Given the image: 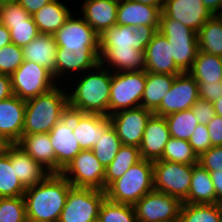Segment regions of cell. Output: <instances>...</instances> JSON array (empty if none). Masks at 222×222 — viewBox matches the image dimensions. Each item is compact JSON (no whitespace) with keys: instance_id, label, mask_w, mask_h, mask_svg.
Wrapping results in <instances>:
<instances>
[{"instance_id":"1","label":"cell","mask_w":222,"mask_h":222,"mask_svg":"<svg viewBox=\"0 0 222 222\" xmlns=\"http://www.w3.org/2000/svg\"><path fill=\"white\" fill-rule=\"evenodd\" d=\"M70 15L53 36L57 44L56 80L67 71L84 74L100 64L99 35L82 18ZM60 76V77H59Z\"/></svg>"},{"instance_id":"2","label":"cell","mask_w":222,"mask_h":222,"mask_svg":"<svg viewBox=\"0 0 222 222\" xmlns=\"http://www.w3.org/2000/svg\"><path fill=\"white\" fill-rule=\"evenodd\" d=\"M72 187L61 173H51L41 183L27 187L23 195L27 220L58 222Z\"/></svg>"},{"instance_id":"3","label":"cell","mask_w":222,"mask_h":222,"mask_svg":"<svg viewBox=\"0 0 222 222\" xmlns=\"http://www.w3.org/2000/svg\"><path fill=\"white\" fill-rule=\"evenodd\" d=\"M95 70L100 72L87 75L85 73L79 78L72 94L68 93V109L109 116L112 72L105 70L101 64L97 65Z\"/></svg>"},{"instance_id":"4","label":"cell","mask_w":222,"mask_h":222,"mask_svg":"<svg viewBox=\"0 0 222 222\" xmlns=\"http://www.w3.org/2000/svg\"><path fill=\"white\" fill-rule=\"evenodd\" d=\"M57 85L26 101L23 135L49 133L68 111V93Z\"/></svg>"},{"instance_id":"5","label":"cell","mask_w":222,"mask_h":222,"mask_svg":"<svg viewBox=\"0 0 222 222\" xmlns=\"http://www.w3.org/2000/svg\"><path fill=\"white\" fill-rule=\"evenodd\" d=\"M154 189L153 161L141 159L106 189V198L121 204L134 205Z\"/></svg>"},{"instance_id":"6","label":"cell","mask_w":222,"mask_h":222,"mask_svg":"<svg viewBox=\"0 0 222 222\" xmlns=\"http://www.w3.org/2000/svg\"><path fill=\"white\" fill-rule=\"evenodd\" d=\"M158 31L171 45L172 57L182 72H189L199 51L197 33L161 12Z\"/></svg>"},{"instance_id":"7","label":"cell","mask_w":222,"mask_h":222,"mask_svg":"<svg viewBox=\"0 0 222 222\" xmlns=\"http://www.w3.org/2000/svg\"><path fill=\"white\" fill-rule=\"evenodd\" d=\"M146 71L112 72L109 116L122 110L141 106Z\"/></svg>"},{"instance_id":"8","label":"cell","mask_w":222,"mask_h":222,"mask_svg":"<svg viewBox=\"0 0 222 222\" xmlns=\"http://www.w3.org/2000/svg\"><path fill=\"white\" fill-rule=\"evenodd\" d=\"M193 166L167 160L153 161L154 190L183 201L190 190Z\"/></svg>"},{"instance_id":"9","label":"cell","mask_w":222,"mask_h":222,"mask_svg":"<svg viewBox=\"0 0 222 222\" xmlns=\"http://www.w3.org/2000/svg\"><path fill=\"white\" fill-rule=\"evenodd\" d=\"M105 191L72 187L58 222H91L98 218Z\"/></svg>"},{"instance_id":"10","label":"cell","mask_w":222,"mask_h":222,"mask_svg":"<svg viewBox=\"0 0 222 222\" xmlns=\"http://www.w3.org/2000/svg\"><path fill=\"white\" fill-rule=\"evenodd\" d=\"M10 77L13 94L25 101L56 86L53 75L32 61H23L22 65Z\"/></svg>"},{"instance_id":"11","label":"cell","mask_w":222,"mask_h":222,"mask_svg":"<svg viewBox=\"0 0 222 222\" xmlns=\"http://www.w3.org/2000/svg\"><path fill=\"white\" fill-rule=\"evenodd\" d=\"M61 174L73 187L104 191L105 168L92 150H81Z\"/></svg>"},{"instance_id":"12","label":"cell","mask_w":222,"mask_h":222,"mask_svg":"<svg viewBox=\"0 0 222 222\" xmlns=\"http://www.w3.org/2000/svg\"><path fill=\"white\" fill-rule=\"evenodd\" d=\"M157 31L150 26L114 25L99 35L100 50H139L145 47Z\"/></svg>"},{"instance_id":"13","label":"cell","mask_w":222,"mask_h":222,"mask_svg":"<svg viewBox=\"0 0 222 222\" xmlns=\"http://www.w3.org/2000/svg\"><path fill=\"white\" fill-rule=\"evenodd\" d=\"M182 203L177 197L153 189L133 207L137 222H158L179 218Z\"/></svg>"},{"instance_id":"14","label":"cell","mask_w":222,"mask_h":222,"mask_svg":"<svg viewBox=\"0 0 222 222\" xmlns=\"http://www.w3.org/2000/svg\"><path fill=\"white\" fill-rule=\"evenodd\" d=\"M199 98L197 81L188 73L176 75L170 91L164 96L160 106L154 111L159 116L190 109Z\"/></svg>"},{"instance_id":"15","label":"cell","mask_w":222,"mask_h":222,"mask_svg":"<svg viewBox=\"0 0 222 222\" xmlns=\"http://www.w3.org/2000/svg\"><path fill=\"white\" fill-rule=\"evenodd\" d=\"M153 114V111L140 106L109 117L122 145L140 147L145 127Z\"/></svg>"},{"instance_id":"16","label":"cell","mask_w":222,"mask_h":222,"mask_svg":"<svg viewBox=\"0 0 222 222\" xmlns=\"http://www.w3.org/2000/svg\"><path fill=\"white\" fill-rule=\"evenodd\" d=\"M73 131L72 110L68 109L67 114L48 133L55 151L56 173H61L81 151Z\"/></svg>"},{"instance_id":"17","label":"cell","mask_w":222,"mask_h":222,"mask_svg":"<svg viewBox=\"0 0 222 222\" xmlns=\"http://www.w3.org/2000/svg\"><path fill=\"white\" fill-rule=\"evenodd\" d=\"M26 101L18 96L0 101V137L6 144H17L22 135Z\"/></svg>"},{"instance_id":"18","label":"cell","mask_w":222,"mask_h":222,"mask_svg":"<svg viewBox=\"0 0 222 222\" xmlns=\"http://www.w3.org/2000/svg\"><path fill=\"white\" fill-rule=\"evenodd\" d=\"M72 125L81 150H91L112 125V121L109 116L72 110Z\"/></svg>"},{"instance_id":"19","label":"cell","mask_w":222,"mask_h":222,"mask_svg":"<svg viewBox=\"0 0 222 222\" xmlns=\"http://www.w3.org/2000/svg\"><path fill=\"white\" fill-rule=\"evenodd\" d=\"M162 12L196 33L213 16L202 0H165Z\"/></svg>"},{"instance_id":"20","label":"cell","mask_w":222,"mask_h":222,"mask_svg":"<svg viewBox=\"0 0 222 222\" xmlns=\"http://www.w3.org/2000/svg\"><path fill=\"white\" fill-rule=\"evenodd\" d=\"M145 71L156 74L179 75L183 73L172 57L167 38L157 31L145 47Z\"/></svg>"},{"instance_id":"21","label":"cell","mask_w":222,"mask_h":222,"mask_svg":"<svg viewBox=\"0 0 222 222\" xmlns=\"http://www.w3.org/2000/svg\"><path fill=\"white\" fill-rule=\"evenodd\" d=\"M170 138L165 117L153 114L147 122L139 147L141 158L151 161L160 159Z\"/></svg>"},{"instance_id":"22","label":"cell","mask_w":222,"mask_h":222,"mask_svg":"<svg viewBox=\"0 0 222 222\" xmlns=\"http://www.w3.org/2000/svg\"><path fill=\"white\" fill-rule=\"evenodd\" d=\"M162 10L156 6L145 5L132 0H119L116 25L153 27L156 31Z\"/></svg>"},{"instance_id":"23","label":"cell","mask_w":222,"mask_h":222,"mask_svg":"<svg viewBox=\"0 0 222 222\" xmlns=\"http://www.w3.org/2000/svg\"><path fill=\"white\" fill-rule=\"evenodd\" d=\"M119 0H86L83 2L82 16L86 23L100 35L116 25Z\"/></svg>"},{"instance_id":"24","label":"cell","mask_w":222,"mask_h":222,"mask_svg":"<svg viewBox=\"0 0 222 222\" xmlns=\"http://www.w3.org/2000/svg\"><path fill=\"white\" fill-rule=\"evenodd\" d=\"M24 61H32L47 69L56 81L57 44L54 36L40 33L28 45L22 47Z\"/></svg>"},{"instance_id":"25","label":"cell","mask_w":222,"mask_h":222,"mask_svg":"<svg viewBox=\"0 0 222 222\" xmlns=\"http://www.w3.org/2000/svg\"><path fill=\"white\" fill-rule=\"evenodd\" d=\"M17 145L50 173H56L55 151L48 133L22 135Z\"/></svg>"},{"instance_id":"26","label":"cell","mask_w":222,"mask_h":222,"mask_svg":"<svg viewBox=\"0 0 222 222\" xmlns=\"http://www.w3.org/2000/svg\"><path fill=\"white\" fill-rule=\"evenodd\" d=\"M11 164L15 166L17 177L26 188L41 183L51 174L17 144H11Z\"/></svg>"},{"instance_id":"27","label":"cell","mask_w":222,"mask_h":222,"mask_svg":"<svg viewBox=\"0 0 222 222\" xmlns=\"http://www.w3.org/2000/svg\"><path fill=\"white\" fill-rule=\"evenodd\" d=\"M182 202L190 204H216L215 188L210 172L200 164L193 166L190 190L188 196Z\"/></svg>"},{"instance_id":"28","label":"cell","mask_w":222,"mask_h":222,"mask_svg":"<svg viewBox=\"0 0 222 222\" xmlns=\"http://www.w3.org/2000/svg\"><path fill=\"white\" fill-rule=\"evenodd\" d=\"M70 10L59 0H52L35 12L32 17L39 33L53 35L70 17Z\"/></svg>"},{"instance_id":"29","label":"cell","mask_w":222,"mask_h":222,"mask_svg":"<svg viewBox=\"0 0 222 222\" xmlns=\"http://www.w3.org/2000/svg\"><path fill=\"white\" fill-rule=\"evenodd\" d=\"M100 64L113 66L112 72L140 71L145 69V56L139 50H100Z\"/></svg>"},{"instance_id":"30","label":"cell","mask_w":222,"mask_h":222,"mask_svg":"<svg viewBox=\"0 0 222 222\" xmlns=\"http://www.w3.org/2000/svg\"><path fill=\"white\" fill-rule=\"evenodd\" d=\"M176 75L156 74L146 71L145 89L141 98V107L155 111L164 96L170 91Z\"/></svg>"},{"instance_id":"31","label":"cell","mask_w":222,"mask_h":222,"mask_svg":"<svg viewBox=\"0 0 222 222\" xmlns=\"http://www.w3.org/2000/svg\"><path fill=\"white\" fill-rule=\"evenodd\" d=\"M26 187L18 179L11 164V144L0 154V198L23 196Z\"/></svg>"},{"instance_id":"32","label":"cell","mask_w":222,"mask_h":222,"mask_svg":"<svg viewBox=\"0 0 222 222\" xmlns=\"http://www.w3.org/2000/svg\"><path fill=\"white\" fill-rule=\"evenodd\" d=\"M197 83H218L222 78V57L198 51L188 72Z\"/></svg>"},{"instance_id":"33","label":"cell","mask_w":222,"mask_h":222,"mask_svg":"<svg viewBox=\"0 0 222 222\" xmlns=\"http://www.w3.org/2000/svg\"><path fill=\"white\" fill-rule=\"evenodd\" d=\"M139 147L122 145L112 162L105 169L104 191L121 178L129 168L141 160Z\"/></svg>"},{"instance_id":"34","label":"cell","mask_w":222,"mask_h":222,"mask_svg":"<svg viewBox=\"0 0 222 222\" xmlns=\"http://www.w3.org/2000/svg\"><path fill=\"white\" fill-rule=\"evenodd\" d=\"M200 52L222 57V22L213 15L197 32Z\"/></svg>"},{"instance_id":"35","label":"cell","mask_w":222,"mask_h":222,"mask_svg":"<svg viewBox=\"0 0 222 222\" xmlns=\"http://www.w3.org/2000/svg\"><path fill=\"white\" fill-rule=\"evenodd\" d=\"M179 218L181 222H221L222 203H182Z\"/></svg>"},{"instance_id":"36","label":"cell","mask_w":222,"mask_h":222,"mask_svg":"<svg viewBox=\"0 0 222 222\" xmlns=\"http://www.w3.org/2000/svg\"><path fill=\"white\" fill-rule=\"evenodd\" d=\"M170 136L181 140H189L199 124L192 109L175 112L165 116Z\"/></svg>"},{"instance_id":"37","label":"cell","mask_w":222,"mask_h":222,"mask_svg":"<svg viewBox=\"0 0 222 222\" xmlns=\"http://www.w3.org/2000/svg\"><path fill=\"white\" fill-rule=\"evenodd\" d=\"M159 160H167L187 165L198 164V156L193 151L190 143L187 140L172 137L166 143L162 157Z\"/></svg>"},{"instance_id":"38","label":"cell","mask_w":222,"mask_h":222,"mask_svg":"<svg viewBox=\"0 0 222 222\" xmlns=\"http://www.w3.org/2000/svg\"><path fill=\"white\" fill-rule=\"evenodd\" d=\"M121 146V140L119 139L115 128L111 125L103 136H100L98 143L91 150L106 169L115 158Z\"/></svg>"},{"instance_id":"39","label":"cell","mask_w":222,"mask_h":222,"mask_svg":"<svg viewBox=\"0 0 222 222\" xmlns=\"http://www.w3.org/2000/svg\"><path fill=\"white\" fill-rule=\"evenodd\" d=\"M98 218L101 222H137L132 205L116 203L107 198L101 204Z\"/></svg>"},{"instance_id":"40","label":"cell","mask_w":222,"mask_h":222,"mask_svg":"<svg viewBox=\"0 0 222 222\" xmlns=\"http://www.w3.org/2000/svg\"><path fill=\"white\" fill-rule=\"evenodd\" d=\"M1 24L10 31L11 42L20 47L28 45L40 34L32 15L25 22Z\"/></svg>"},{"instance_id":"41","label":"cell","mask_w":222,"mask_h":222,"mask_svg":"<svg viewBox=\"0 0 222 222\" xmlns=\"http://www.w3.org/2000/svg\"><path fill=\"white\" fill-rule=\"evenodd\" d=\"M24 197L0 198V222H26Z\"/></svg>"},{"instance_id":"42","label":"cell","mask_w":222,"mask_h":222,"mask_svg":"<svg viewBox=\"0 0 222 222\" xmlns=\"http://www.w3.org/2000/svg\"><path fill=\"white\" fill-rule=\"evenodd\" d=\"M22 47L14 43L0 48V73L11 76L23 63Z\"/></svg>"},{"instance_id":"43","label":"cell","mask_w":222,"mask_h":222,"mask_svg":"<svg viewBox=\"0 0 222 222\" xmlns=\"http://www.w3.org/2000/svg\"><path fill=\"white\" fill-rule=\"evenodd\" d=\"M31 15L17 3H6L0 6V23L25 22Z\"/></svg>"},{"instance_id":"44","label":"cell","mask_w":222,"mask_h":222,"mask_svg":"<svg viewBox=\"0 0 222 222\" xmlns=\"http://www.w3.org/2000/svg\"><path fill=\"white\" fill-rule=\"evenodd\" d=\"M200 164L208 172H222V146H212L198 157Z\"/></svg>"},{"instance_id":"45","label":"cell","mask_w":222,"mask_h":222,"mask_svg":"<svg viewBox=\"0 0 222 222\" xmlns=\"http://www.w3.org/2000/svg\"><path fill=\"white\" fill-rule=\"evenodd\" d=\"M188 142L192 146L193 151L199 157L203 152L212 147L207 125L198 124L195 131L190 136Z\"/></svg>"},{"instance_id":"46","label":"cell","mask_w":222,"mask_h":222,"mask_svg":"<svg viewBox=\"0 0 222 222\" xmlns=\"http://www.w3.org/2000/svg\"><path fill=\"white\" fill-rule=\"evenodd\" d=\"M191 109L199 124L207 125L216 115L213 103L202 98H198Z\"/></svg>"},{"instance_id":"47","label":"cell","mask_w":222,"mask_h":222,"mask_svg":"<svg viewBox=\"0 0 222 222\" xmlns=\"http://www.w3.org/2000/svg\"><path fill=\"white\" fill-rule=\"evenodd\" d=\"M199 98L211 103L222 97V83H198Z\"/></svg>"},{"instance_id":"48","label":"cell","mask_w":222,"mask_h":222,"mask_svg":"<svg viewBox=\"0 0 222 222\" xmlns=\"http://www.w3.org/2000/svg\"><path fill=\"white\" fill-rule=\"evenodd\" d=\"M209 137L212 146H222V117L215 115L207 124Z\"/></svg>"},{"instance_id":"49","label":"cell","mask_w":222,"mask_h":222,"mask_svg":"<svg viewBox=\"0 0 222 222\" xmlns=\"http://www.w3.org/2000/svg\"><path fill=\"white\" fill-rule=\"evenodd\" d=\"M51 1L52 0H17V3H19L30 15H33Z\"/></svg>"},{"instance_id":"50","label":"cell","mask_w":222,"mask_h":222,"mask_svg":"<svg viewBox=\"0 0 222 222\" xmlns=\"http://www.w3.org/2000/svg\"><path fill=\"white\" fill-rule=\"evenodd\" d=\"M13 95L11 77L0 73V101L6 100Z\"/></svg>"},{"instance_id":"51","label":"cell","mask_w":222,"mask_h":222,"mask_svg":"<svg viewBox=\"0 0 222 222\" xmlns=\"http://www.w3.org/2000/svg\"><path fill=\"white\" fill-rule=\"evenodd\" d=\"M210 175L215 188L216 203H222V172H210Z\"/></svg>"},{"instance_id":"52","label":"cell","mask_w":222,"mask_h":222,"mask_svg":"<svg viewBox=\"0 0 222 222\" xmlns=\"http://www.w3.org/2000/svg\"><path fill=\"white\" fill-rule=\"evenodd\" d=\"M11 43L10 31L0 23V48Z\"/></svg>"},{"instance_id":"53","label":"cell","mask_w":222,"mask_h":222,"mask_svg":"<svg viewBox=\"0 0 222 222\" xmlns=\"http://www.w3.org/2000/svg\"><path fill=\"white\" fill-rule=\"evenodd\" d=\"M222 0H202L204 6L209 9L213 15L220 11V4Z\"/></svg>"},{"instance_id":"54","label":"cell","mask_w":222,"mask_h":222,"mask_svg":"<svg viewBox=\"0 0 222 222\" xmlns=\"http://www.w3.org/2000/svg\"><path fill=\"white\" fill-rule=\"evenodd\" d=\"M135 2H140L145 5H150V6H156L159 7L161 10L163 9L165 0H132Z\"/></svg>"},{"instance_id":"55","label":"cell","mask_w":222,"mask_h":222,"mask_svg":"<svg viewBox=\"0 0 222 222\" xmlns=\"http://www.w3.org/2000/svg\"><path fill=\"white\" fill-rule=\"evenodd\" d=\"M213 108L215 113L222 117V97L213 102Z\"/></svg>"},{"instance_id":"56","label":"cell","mask_w":222,"mask_h":222,"mask_svg":"<svg viewBox=\"0 0 222 222\" xmlns=\"http://www.w3.org/2000/svg\"><path fill=\"white\" fill-rule=\"evenodd\" d=\"M6 145L7 144L0 137V154L5 150Z\"/></svg>"},{"instance_id":"57","label":"cell","mask_w":222,"mask_h":222,"mask_svg":"<svg viewBox=\"0 0 222 222\" xmlns=\"http://www.w3.org/2000/svg\"><path fill=\"white\" fill-rule=\"evenodd\" d=\"M13 2H17V0H0V5L6 4V3H13Z\"/></svg>"},{"instance_id":"58","label":"cell","mask_w":222,"mask_h":222,"mask_svg":"<svg viewBox=\"0 0 222 222\" xmlns=\"http://www.w3.org/2000/svg\"><path fill=\"white\" fill-rule=\"evenodd\" d=\"M158 222H181L180 218L165 220V221H158Z\"/></svg>"},{"instance_id":"59","label":"cell","mask_w":222,"mask_h":222,"mask_svg":"<svg viewBox=\"0 0 222 222\" xmlns=\"http://www.w3.org/2000/svg\"><path fill=\"white\" fill-rule=\"evenodd\" d=\"M216 16L219 18V20L222 22V12H218Z\"/></svg>"},{"instance_id":"60","label":"cell","mask_w":222,"mask_h":222,"mask_svg":"<svg viewBox=\"0 0 222 222\" xmlns=\"http://www.w3.org/2000/svg\"><path fill=\"white\" fill-rule=\"evenodd\" d=\"M91 222H101V221L99 220V218H96V219H94V220L91 221Z\"/></svg>"},{"instance_id":"61","label":"cell","mask_w":222,"mask_h":222,"mask_svg":"<svg viewBox=\"0 0 222 222\" xmlns=\"http://www.w3.org/2000/svg\"><path fill=\"white\" fill-rule=\"evenodd\" d=\"M220 10H221L220 12H222V1H221V4H220Z\"/></svg>"}]
</instances>
